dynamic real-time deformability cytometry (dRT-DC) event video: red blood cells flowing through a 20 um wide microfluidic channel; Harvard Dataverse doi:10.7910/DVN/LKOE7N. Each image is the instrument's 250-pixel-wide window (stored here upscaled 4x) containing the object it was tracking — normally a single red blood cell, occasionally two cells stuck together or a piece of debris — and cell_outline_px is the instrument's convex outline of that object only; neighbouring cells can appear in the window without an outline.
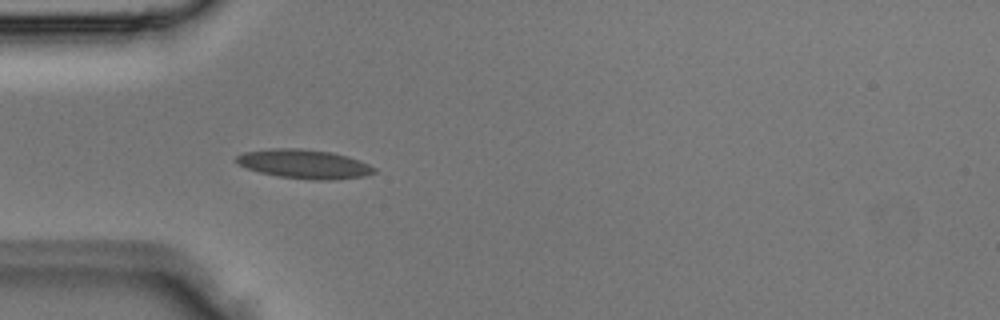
{"species": "Egyptian fruit bat (a non-hibernating species)", "species_latin": "Rousettus aegyptiacus", "temperature_condition": "room temperature", "stored_images_in_passage": 2, "camera_frame_rate_fps": 3000, "um_per_image_px": 0.085, "animal": {"sex": "male"}, "frame": {"image": 1, "passage_image": 2, "time_ms": 0.333, "image_size_px": [1000, 320], "cell_outline_px": [[376, 172], [364, 176], [320, 180], [316, 180], [280, 176], [260, 172], [248, 168], [240, 164], [236, 160], [236, 156], [244, 152], [268, 148], [304, 148], [332, 152], [348, 156], [360, 160], [376, 168]], "centroid_in_image_um": [25.87, 13.92], "position_along_channel_um": 59.1, "area_um2": 23.12}}